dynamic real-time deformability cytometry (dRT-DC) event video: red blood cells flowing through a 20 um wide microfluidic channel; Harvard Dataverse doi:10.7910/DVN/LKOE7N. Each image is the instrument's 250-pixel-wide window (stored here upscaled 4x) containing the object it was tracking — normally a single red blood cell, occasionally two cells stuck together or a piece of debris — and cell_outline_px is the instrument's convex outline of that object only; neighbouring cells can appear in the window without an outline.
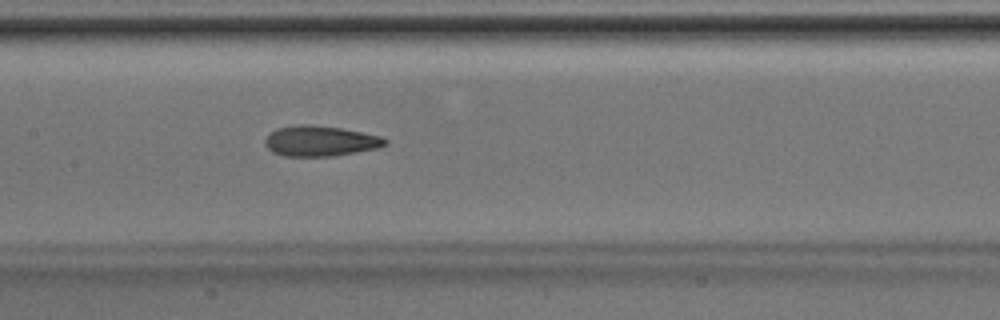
{"species": "Egyptian fruit bat (a non-hibernating species)", "species_latin": "Rousettus aegyptiacus", "temperature_condition": "room temperature", "stored_images_in_passage": 33, "camera_frame_rate_fps": 3000, "um_per_image_px": 0.085, "animal": {"sex": "male"}, "frame": {"image": 1, "passage_image": 15, "time_ms": 4.667, "image_size_px": [1000, 320], "cell_outline_px": [[388, 144], [380, 148], [332, 156], [284, 156], [272, 152], [264, 144], [264, 140], [276, 128], [296, 124], [312, 124], [340, 128], [380, 136], [388, 140]], "centroid_in_image_um": [27.22, 11.98], "position_along_channel_um": 180.2, "area_um2": 21.39}}